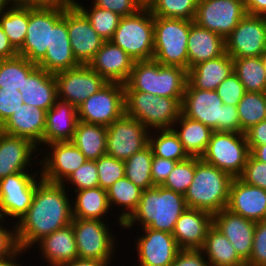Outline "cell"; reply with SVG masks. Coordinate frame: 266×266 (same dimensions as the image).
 <instances>
[{"label":"cell","mask_w":266,"mask_h":266,"mask_svg":"<svg viewBox=\"0 0 266 266\" xmlns=\"http://www.w3.org/2000/svg\"><path fill=\"white\" fill-rule=\"evenodd\" d=\"M134 61L150 60L154 55V16L149 8L121 17L110 40Z\"/></svg>","instance_id":"8"},{"label":"cell","mask_w":266,"mask_h":266,"mask_svg":"<svg viewBox=\"0 0 266 266\" xmlns=\"http://www.w3.org/2000/svg\"><path fill=\"white\" fill-rule=\"evenodd\" d=\"M183 98L125 91V114L139 120L149 131L172 129L181 115Z\"/></svg>","instance_id":"6"},{"label":"cell","mask_w":266,"mask_h":266,"mask_svg":"<svg viewBox=\"0 0 266 266\" xmlns=\"http://www.w3.org/2000/svg\"><path fill=\"white\" fill-rule=\"evenodd\" d=\"M111 266V264H107L106 262H101L94 259H82L76 258L72 262L67 263L65 266Z\"/></svg>","instance_id":"61"},{"label":"cell","mask_w":266,"mask_h":266,"mask_svg":"<svg viewBox=\"0 0 266 266\" xmlns=\"http://www.w3.org/2000/svg\"><path fill=\"white\" fill-rule=\"evenodd\" d=\"M75 0H30V6L43 7H70L74 5Z\"/></svg>","instance_id":"60"},{"label":"cell","mask_w":266,"mask_h":266,"mask_svg":"<svg viewBox=\"0 0 266 266\" xmlns=\"http://www.w3.org/2000/svg\"><path fill=\"white\" fill-rule=\"evenodd\" d=\"M141 236L135 239L137 266H170L181 250L174 236L165 231L139 228Z\"/></svg>","instance_id":"20"},{"label":"cell","mask_w":266,"mask_h":266,"mask_svg":"<svg viewBox=\"0 0 266 266\" xmlns=\"http://www.w3.org/2000/svg\"><path fill=\"white\" fill-rule=\"evenodd\" d=\"M170 266H211L200 249H181Z\"/></svg>","instance_id":"56"},{"label":"cell","mask_w":266,"mask_h":266,"mask_svg":"<svg viewBox=\"0 0 266 266\" xmlns=\"http://www.w3.org/2000/svg\"><path fill=\"white\" fill-rule=\"evenodd\" d=\"M23 103L48 111L58 99L54 74L36 67L19 88Z\"/></svg>","instance_id":"30"},{"label":"cell","mask_w":266,"mask_h":266,"mask_svg":"<svg viewBox=\"0 0 266 266\" xmlns=\"http://www.w3.org/2000/svg\"><path fill=\"white\" fill-rule=\"evenodd\" d=\"M246 14L243 0H198L194 22L225 39Z\"/></svg>","instance_id":"15"},{"label":"cell","mask_w":266,"mask_h":266,"mask_svg":"<svg viewBox=\"0 0 266 266\" xmlns=\"http://www.w3.org/2000/svg\"><path fill=\"white\" fill-rule=\"evenodd\" d=\"M22 253L26 254L23 251L19 250L12 258L0 261V266H22L19 261L17 262V258H19Z\"/></svg>","instance_id":"63"},{"label":"cell","mask_w":266,"mask_h":266,"mask_svg":"<svg viewBox=\"0 0 266 266\" xmlns=\"http://www.w3.org/2000/svg\"><path fill=\"white\" fill-rule=\"evenodd\" d=\"M45 146L48 151H40V155L45 154L40 156L42 160L38 165L41 166L39 171L42 179L47 182L63 184L87 161L85 155L71 141L54 142Z\"/></svg>","instance_id":"18"},{"label":"cell","mask_w":266,"mask_h":266,"mask_svg":"<svg viewBox=\"0 0 266 266\" xmlns=\"http://www.w3.org/2000/svg\"><path fill=\"white\" fill-rule=\"evenodd\" d=\"M98 170L99 187L108 190L117 180L125 176V163L108 154L96 160Z\"/></svg>","instance_id":"47"},{"label":"cell","mask_w":266,"mask_h":266,"mask_svg":"<svg viewBox=\"0 0 266 266\" xmlns=\"http://www.w3.org/2000/svg\"><path fill=\"white\" fill-rule=\"evenodd\" d=\"M134 63V59L109 40L104 41L88 65L107 82L125 84L131 74Z\"/></svg>","instance_id":"24"},{"label":"cell","mask_w":266,"mask_h":266,"mask_svg":"<svg viewBox=\"0 0 266 266\" xmlns=\"http://www.w3.org/2000/svg\"><path fill=\"white\" fill-rule=\"evenodd\" d=\"M150 131L124 114L107 127L106 154L125 161L149 144Z\"/></svg>","instance_id":"14"},{"label":"cell","mask_w":266,"mask_h":266,"mask_svg":"<svg viewBox=\"0 0 266 266\" xmlns=\"http://www.w3.org/2000/svg\"><path fill=\"white\" fill-rule=\"evenodd\" d=\"M241 133L266 120V92H245L237 105Z\"/></svg>","instance_id":"42"},{"label":"cell","mask_w":266,"mask_h":266,"mask_svg":"<svg viewBox=\"0 0 266 266\" xmlns=\"http://www.w3.org/2000/svg\"><path fill=\"white\" fill-rule=\"evenodd\" d=\"M225 52V39L222 36L198 26L195 22L191 25L187 42L188 70Z\"/></svg>","instance_id":"31"},{"label":"cell","mask_w":266,"mask_h":266,"mask_svg":"<svg viewBox=\"0 0 266 266\" xmlns=\"http://www.w3.org/2000/svg\"><path fill=\"white\" fill-rule=\"evenodd\" d=\"M78 121L77 108L69 102L57 99L46 112L43 146L54 142L71 141Z\"/></svg>","instance_id":"29"},{"label":"cell","mask_w":266,"mask_h":266,"mask_svg":"<svg viewBox=\"0 0 266 266\" xmlns=\"http://www.w3.org/2000/svg\"><path fill=\"white\" fill-rule=\"evenodd\" d=\"M155 0H137L142 8H149Z\"/></svg>","instance_id":"65"},{"label":"cell","mask_w":266,"mask_h":266,"mask_svg":"<svg viewBox=\"0 0 266 266\" xmlns=\"http://www.w3.org/2000/svg\"><path fill=\"white\" fill-rule=\"evenodd\" d=\"M250 152L259 145L266 144V120L253 125L245 132Z\"/></svg>","instance_id":"57"},{"label":"cell","mask_w":266,"mask_h":266,"mask_svg":"<svg viewBox=\"0 0 266 266\" xmlns=\"http://www.w3.org/2000/svg\"><path fill=\"white\" fill-rule=\"evenodd\" d=\"M211 266H246L229 240L213 225L200 249Z\"/></svg>","instance_id":"36"},{"label":"cell","mask_w":266,"mask_h":266,"mask_svg":"<svg viewBox=\"0 0 266 266\" xmlns=\"http://www.w3.org/2000/svg\"><path fill=\"white\" fill-rule=\"evenodd\" d=\"M250 149L245 133L213 131L203 161L238 178L247 163Z\"/></svg>","instance_id":"9"},{"label":"cell","mask_w":266,"mask_h":266,"mask_svg":"<svg viewBox=\"0 0 266 266\" xmlns=\"http://www.w3.org/2000/svg\"><path fill=\"white\" fill-rule=\"evenodd\" d=\"M66 186L40 180L33 201L23 217L15 222L18 247L23 252L31 250L43 237L72 223V197Z\"/></svg>","instance_id":"1"},{"label":"cell","mask_w":266,"mask_h":266,"mask_svg":"<svg viewBox=\"0 0 266 266\" xmlns=\"http://www.w3.org/2000/svg\"><path fill=\"white\" fill-rule=\"evenodd\" d=\"M247 14L266 16V0H243Z\"/></svg>","instance_id":"59"},{"label":"cell","mask_w":266,"mask_h":266,"mask_svg":"<svg viewBox=\"0 0 266 266\" xmlns=\"http://www.w3.org/2000/svg\"><path fill=\"white\" fill-rule=\"evenodd\" d=\"M11 5L8 3L7 0H0V12L4 11L5 9L9 8Z\"/></svg>","instance_id":"66"},{"label":"cell","mask_w":266,"mask_h":266,"mask_svg":"<svg viewBox=\"0 0 266 266\" xmlns=\"http://www.w3.org/2000/svg\"><path fill=\"white\" fill-rule=\"evenodd\" d=\"M183 194L163 186L143 190L137 210L123 224V229L139 224L141 228L173 233L176 221L187 209Z\"/></svg>","instance_id":"2"},{"label":"cell","mask_w":266,"mask_h":266,"mask_svg":"<svg viewBox=\"0 0 266 266\" xmlns=\"http://www.w3.org/2000/svg\"><path fill=\"white\" fill-rule=\"evenodd\" d=\"M73 193L76 195L75 199L72 198L73 218L106 221L107 215L113 213L108 203L107 191L103 188H88Z\"/></svg>","instance_id":"33"},{"label":"cell","mask_w":266,"mask_h":266,"mask_svg":"<svg viewBox=\"0 0 266 266\" xmlns=\"http://www.w3.org/2000/svg\"><path fill=\"white\" fill-rule=\"evenodd\" d=\"M246 266H266V220L256 222L253 248Z\"/></svg>","instance_id":"50"},{"label":"cell","mask_w":266,"mask_h":266,"mask_svg":"<svg viewBox=\"0 0 266 266\" xmlns=\"http://www.w3.org/2000/svg\"><path fill=\"white\" fill-rule=\"evenodd\" d=\"M22 104L19 90L0 88V127Z\"/></svg>","instance_id":"52"},{"label":"cell","mask_w":266,"mask_h":266,"mask_svg":"<svg viewBox=\"0 0 266 266\" xmlns=\"http://www.w3.org/2000/svg\"><path fill=\"white\" fill-rule=\"evenodd\" d=\"M194 21L154 16L153 59L163 66H178L188 71L187 42Z\"/></svg>","instance_id":"7"},{"label":"cell","mask_w":266,"mask_h":266,"mask_svg":"<svg viewBox=\"0 0 266 266\" xmlns=\"http://www.w3.org/2000/svg\"><path fill=\"white\" fill-rule=\"evenodd\" d=\"M178 161L154 156L151 165V177L154 186H162Z\"/></svg>","instance_id":"55"},{"label":"cell","mask_w":266,"mask_h":266,"mask_svg":"<svg viewBox=\"0 0 266 266\" xmlns=\"http://www.w3.org/2000/svg\"><path fill=\"white\" fill-rule=\"evenodd\" d=\"M18 56V51L10 43L8 37L0 26V60L11 59Z\"/></svg>","instance_id":"58"},{"label":"cell","mask_w":266,"mask_h":266,"mask_svg":"<svg viewBox=\"0 0 266 266\" xmlns=\"http://www.w3.org/2000/svg\"><path fill=\"white\" fill-rule=\"evenodd\" d=\"M233 72L246 92H266V72L261 56L233 58Z\"/></svg>","instance_id":"39"},{"label":"cell","mask_w":266,"mask_h":266,"mask_svg":"<svg viewBox=\"0 0 266 266\" xmlns=\"http://www.w3.org/2000/svg\"><path fill=\"white\" fill-rule=\"evenodd\" d=\"M233 177L196 157L195 175L184 194L188 208L214 215L227 207Z\"/></svg>","instance_id":"5"},{"label":"cell","mask_w":266,"mask_h":266,"mask_svg":"<svg viewBox=\"0 0 266 266\" xmlns=\"http://www.w3.org/2000/svg\"><path fill=\"white\" fill-rule=\"evenodd\" d=\"M187 70L178 66H163L155 59L135 61L124 84L125 91H141L156 96L183 98Z\"/></svg>","instance_id":"4"},{"label":"cell","mask_w":266,"mask_h":266,"mask_svg":"<svg viewBox=\"0 0 266 266\" xmlns=\"http://www.w3.org/2000/svg\"><path fill=\"white\" fill-rule=\"evenodd\" d=\"M11 6L14 5H30V0H7Z\"/></svg>","instance_id":"64"},{"label":"cell","mask_w":266,"mask_h":266,"mask_svg":"<svg viewBox=\"0 0 266 266\" xmlns=\"http://www.w3.org/2000/svg\"><path fill=\"white\" fill-rule=\"evenodd\" d=\"M232 72L233 58L225 52L190 68L187 71V81L197 89L216 90Z\"/></svg>","instance_id":"32"},{"label":"cell","mask_w":266,"mask_h":266,"mask_svg":"<svg viewBox=\"0 0 266 266\" xmlns=\"http://www.w3.org/2000/svg\"><path fill=\"white\" fill-rule=\"evenodd\" d=\"M195 167L196 157L177 162L162 186L184 195L194 179Z\"/></svg>","instance_id":"46"},{"label":"cell","mask_w":266,"mask_h":266,"mask_svg":"<svg viewBox=\"0 0 266 266\" xmlns=\"http://www.w3.org/2000/svg\"><path fill=\"white\" fill-rule=\"evenodd\" d=\"M181 113L213 131L241 133L237 106L223 104L216 90L197 89L187 81Z\"/></svg>","instance_id":"3"},{"label":"cell","mask_w":266,"mask_h":266,"mask_svg":"<svg viewBox=\"0 0 266 266\" xmlns=\"http://www.w3.org/2000/svg\"><path fill=\"white\" fill-rule=\"evenodd\" d=\"M73 218L72 227L76 240L78 258L94 259L110 264L117 254V238L110 231L108 222ZM107 225V226H106ZM117 241V242H116ZM116 242V243H115ZM113 259V260H112Z\"/></svg>","instance_id":"10"},{"label":"cell","mask_w":266,"mask_h":266,"mask_svg":"<svg viewBox=\"0 0 266 266\" xmlns=\"http://www.w3.org/2000/svg\"><path fill=\"white\" fill-rule=\"evenodd\" d=\"M36 246L47 266H65L78 258L72 223L43 237Z\"/></svg>","instance_id":"28"},{"label":"cell","mask_w":266,"mask_h":266,"mask_svg":"<svg viewBox=\"0 0 266 266\" xmlns=\"http://www.w3.org/2000/svg\"><path fill=\"white\" fill-rule=\"evenodd\" d=\"M71 49L80 65H88L104 43L86 16L75 6L63 8Z\"/></svg>","instance_id":"19"},{"label":"cell","mask_w":266,"mask_h":266,"mask_svg":"<svg viewBox=\"0 0 266 266\" xmlns=\"http://www.w3.org/2000/svg\"><path fill=\"white\" fill-rule=\"evenodd\" d=\"M5 222L4 219L0 221V261L12 258L20 250L16 239L15 224L10 229L6 228Z\"/></svg>","instance_id":"53"},{"label":"cell","mask_w":266,"mask_h":266,"mask_svg":"<svg viewBox=\"0 0 266 266\" xmlns=\"http://www.w3.org/2000/svg\"><path fill=\"white\" fill-rule=\"evenodd\" d=\"M46 112V110L23 103L0 127V130L9 135L26 138L41 150L46 126Z\"/></svg>","instance_id":"25"},{"label":"cell","mask_w":266,"mask_h":266,"mask_svg":"<svg viewBox=\"0 0 266 266\" xmlns=\"http://www.w3.org/2000/svg\"><path fill=\"white\" fill-rule=\"evenodd\" d=\"M232 58L257 57L266 51V16L246 14L225 38Z\"/></svg>","instance_id":"16"},{"label":"cell","mask_w":266,"mask_h":266,"mask_svg":"<svg viewBox=\"0 0 266 266\" xmlns=\"http://www.w3.org/2000/svg\"><path fill=\"white\" fill-rule=\"evenodd\" d=\"M63 184L74 186V188H72L74 191L99 187L96 161L87 160L82 166L75 170Z\"/></svg>","instance_id":"48"},{"label":"cell","mask_w":266,"mask_h":266,"mask_svg":"<svg viewBox=\"0 0 266 266\" xmlns=\"http://www.w3.org/2000/svg\"><path fill=\"white\" fill-rule=\"evenodd\" d=\"M226 209L254 222L266 220V190L233 178Z\"/></svg>","instance_id":"23"},{"label":"cell","mask_w":266,"mask_h":266,"mask_svg":"<svg viewBox=\"0 0 266 266\" xmlns=\"http://www.w3.org/2000/svg\"><path fill=\"white\" fill-rule=\"evenodd\" d=\"M71 142L85 155L87 160L96 161L106 154L107 127L78 121Z\"/></svg>","instance_id":"37"},{"label":"cell","mask_w":266,"mask_h":266,"mask_svg":"<svg viewBox=\"0 0 266 266\" xmlns=\"http://www.w3.org/2000/svg\"><path fill=\"white\" fill-rule=\"evenodd\" d=\"M239 178L249 185L266 190V163L256 160L250 154Z\"/></svg>","instance_id":"51"},{"label":"cell","mask_w":266,"mask_h":266,"mask_svg":"<svg viewBox=\"0 0 266 266\" xmlns=\"http://www.w3.org/2000/svg\"><path fill=\"white\" fill-rule=\"evenodd\" d=\"M19 172L0 179V215L18 222L32 204L36 186L42 180L38 170ZM38 178H37V177ZM39 181H37V180ZM7 216V217H6Z\"/></svg>","instance_id":"13"},{"label":"cell","mask_w":266,"mask_h":266,"mask_svg":"<svg viewBox=\"0 0 266 266\" xmlns=\"http://www.w3.org/2000/svg\"><path fill=\"white\" fill-rule=\"evenodd\" d=\"M54 76L58 99L76 108L108 83L89 65H79Z\"/></svg>","instance_id":"17"},{"label":"cell","mask_w":266,"mask_h":266,"mask_svg":"<svg viewBox=\"0 0 266 266\" xmlns=\"http://www.w3.org/2000/svg\"><path fill=\"white\" fill-rule=\"evenodd\" d=\"M223 104L237 106L245 94L243 84L237 75L232 72L216 89Z\"/></svg>","instance_id":"49"},{"label":"cell","mask_w":266,"mask_h":266,"mask_svg":"<svg viewBox=\"0 0 266 266\" xmlns=\"http://www.w3.org/2000/svg\"><path fill=\"white\" fill-rule=\"evenodd\" d=\"M212 225V214L195 208H187L176 221L172 235L180 249H201L207 231Z\"/></svg>","instance_id":"26"},{"label":"cell","mask_w":266,"mask_h":266,"mask_svg":"<svg viewBox=\"0 0 266 266\" xmlns=\"http://www.w3.org/2000/svg\"><path fill=\"white\" fill-rule=\"evenodd\" d=\"M39 151L32 141L0 130V179L14 173L30 172L29 167L39 163L35 160L38 161Z\"/></svg>","instance_id":"21"},{"label":"cell","mask_w":266,"mask_h":266,"mask_svg":"<svg viewBox=\"0 0 266 266\" xmlns=\"http://www.w3.org/2000/svg\"><path fill=\"white\" fill-rule=\"evenodd\" d=\"M92 5L110 10L121 17L137 13L142 6L137 0H92Z\"/></svg>","instance_id":"54"},{"label":"cell","mask_w":266,"mask_h":266,"mask_svg":"<svg viewBox=\"0 0 266 266\" xmlns=\"http://www.w3.org/2000/svg\"><path fill=\"white\" fill-rule=\"evenodd\" d=\"M36 67L37 64L19 55L11 59L0 60V88L19 90L24 78Z\"/></svg>","instance_id":"43"},{"label":"cell","mask_w":266,"mask_h":266,"mask_svg":"<svg viewBox=\"0 0 266 266\" xmlns=\"http://www.w3.org/2000/svg\"><path fill=\"white\" fill-rule=\"evenodd\" d=\"M172 129L178 135L185 151L190 157L200 158L205 152L213 130L203 124L184 116L182 113Z\"/></svg>","instance_id":"34"},{"label":"cell","mask_w":266,"mask_h":266,"mask_svg":"<svg viewBox=\"0 0 266 266\" xmlns=\"http://www.w3.org/2000/svg\"><path fill=\"white\" fill-rule=\"evenodd\" d=\"M153 157L152 148L148 144L145 148L134 153L129 159L124 161L125 177L143 190L154 187L151 177Z\"/></svg>","instance_id":"41"},{"label":"cell","mask_w":266,"mask_h":266,"mask_svg":"<svg viewBox=\"0 0 266 266\" xmlns=\"http://www.w3.org/2000/svg\"><path fill=\"white\" fill-rule=\"evenodd\" d=\"M143 189L136 186L132 181H130L127 177H123L116 182H114L111 187L107 190L108 203L111 211L118 210L119 217L116 226L120 225L123 227V224L132 216V214L137 210ZM115 209H114V207ZM113 208V209H112Z\"/></svg>","instance_id":"35"},{"label":"cell","mask_w":266,"mask_h":266,"mask_svg":"<svg viewBox=\"0 0 266 266\" xmlns=\"http://www.w3.org/2000/svg\"><path fill=\"white\" fill-rule=\"evenodd\" d=\"M63 18L62 7L29 5L26 38L18 55L38 64L50 47L51 29Z\"/></svg>","instance_id":"11"},{"label":"cell","mask_w":266,"mask_h":266,"mask_svg":"<svg viewBox=\"0 0 266 266\" xmlns=\"http://www.w3.org/2000/svg\"><path fill=\"white\" fill-rule=\"evenodd\" d=\"M213 226L229 240L245 262L250 258L256 222L224 208L213 215Z\"/></svg>","instance_id":"22"},{"label":"cell","mask_w":266,"mask_h":266,"mask_svg":"<svg viewBox=\"0 0 266 266\" xmlns=\"http://www.w3.org/2000/svg\"><path fill=\"white\" fill-rule=\"evenodd\" d=\"M261 60H262V63H263V66L266 72V51L261 55Z\"/></svg>","instance_id":"67"},{"label":"cell","mask_w":266,"mask_h":266,"mask_svg":"<svg viewBox=\"0 0 266 266\" xmlns=\"http://www.w3.org/2000/svg\"><path fill=\"white\" fill-rule=\"evenodd\" d=\"M149 145L157 157L178 162L190 157L173 129L152 130L149 133Z\"/></svg>","instance_id":"40"},{"label":"cell","mask_w":266,"mask_h":266,"mask_svg":"<svg viewBox=\"0 0 266 266\" xmlns=\"http://www.w3.org/2000/svg\"><path fill=\"white\" fill-rule=\"evenodd\" d=\"M79 65L71 49L67 23L62 18L51 29L50 47H47L45 57L37 66L48 73L56 74Z\"/></svg>","instance_id":"27"},{"label":"cell","mask_w":266,"mask_h":266,"mask_svg":"<svg viewBox=\"0 0 266 266\" xmlns=\"http://www.w3.org/2000/svg\"><path fill=\"white\" fill-rule=\"evenodd\" d=\"M198 0H155L149 7L153 16L194 21Z\"/></svg>","instance_id":"45"},{"label":"cell","mask_w":266,"mask_h":266,"mask_svg":"<svg viewBox=\"0 0 266 266\" xmlns=\"http://www.w3.org/2000/svg\"><path fill=\"white\" fill-rule=\"evenodd\" d=\"M74 5L86 16L100 37L105 41H109L113 38L121 16L95 5H92L90 9L87 4L89 9H86L84 4L79 3L77 0L74 1Z\"/></svg>","instance_id":"44"},{"label":"cell","mask_w":266,"mask_h":266,"mask_svg":"<svg viewBox=\"0 0 266 266\" xmlns=\"http://www.w3.org/2000/svg\"><path fill=\"white\" fill-rule=\"evenodd\" d=\"M250 154L258 161L266 163V144L256 146Z\"/></svg>","instance_id":"62"},{"label":"cell","mask_w":266,"mask_h":266,"mask_svg":"<svg viewBox=\"0 0 266 266\" xmlns=\"http://www.w3.org/2000/svg\"><path fill=\"white\" fill-rule=\"evenodd\" d=\"M77 112L79 121L108 127L125 114L124 84L108 82L78 106Z\"/></svg>","instance_id":"12"},{"label":"cell","mask_w":266,"mask_h":266,"mask_svg":"<svg viewBox=\"0 0 266 266\" xmlns=\"http://www.w3.org/2000/svg\"><path fill=\"white\" fill-rule=\"evenodd\" d=\"M29 20V5H14L0 12V26L18 51L24 44Z\"/></svg>","instance_id":"38"}]
</instances>
